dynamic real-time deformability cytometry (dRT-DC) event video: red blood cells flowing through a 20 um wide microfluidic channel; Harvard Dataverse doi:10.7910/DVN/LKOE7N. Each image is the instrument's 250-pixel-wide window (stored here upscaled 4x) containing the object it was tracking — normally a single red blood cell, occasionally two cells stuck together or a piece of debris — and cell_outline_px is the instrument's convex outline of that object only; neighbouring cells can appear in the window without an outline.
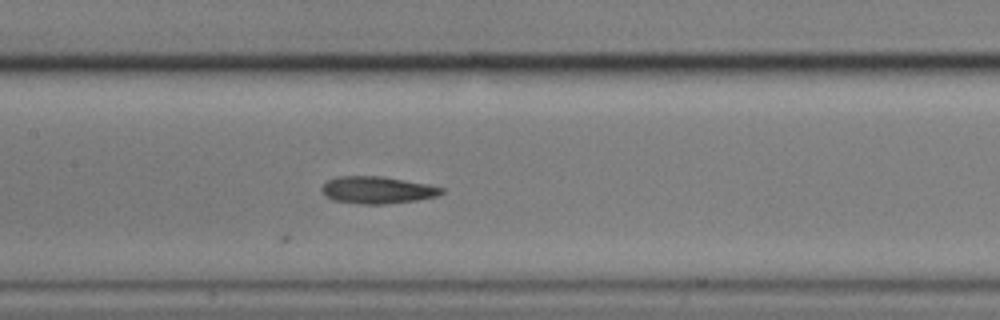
{"species": "common noctule bat (a hibernating species)", "species_latin": "Nyctalus noctula", "temperature_condition": "cold", "stored_images_in_passage": 7, "camera_frame_rate_fps": 3000, "um_per_image_px": 0.085, "animal": {"sex": "male", "body_mass_g": 17.9}, "frame": {"image": 1, "passage_image": 7, "time_ms": 2.0, "image_size_px": [1000, 320], "cell_outline_px": [[444, 192], [436, 196], [416, 200], [384, 204], [360, 204], [332, 200], [324, 196], [320, 188], [328, 180], [336, 176], [384, 176], [428, 184], [444, 188]], "centroid_in_image_um": [32.04, 16.14], "position_along_channel_um": 175.4, "area_um2": 19.07}}